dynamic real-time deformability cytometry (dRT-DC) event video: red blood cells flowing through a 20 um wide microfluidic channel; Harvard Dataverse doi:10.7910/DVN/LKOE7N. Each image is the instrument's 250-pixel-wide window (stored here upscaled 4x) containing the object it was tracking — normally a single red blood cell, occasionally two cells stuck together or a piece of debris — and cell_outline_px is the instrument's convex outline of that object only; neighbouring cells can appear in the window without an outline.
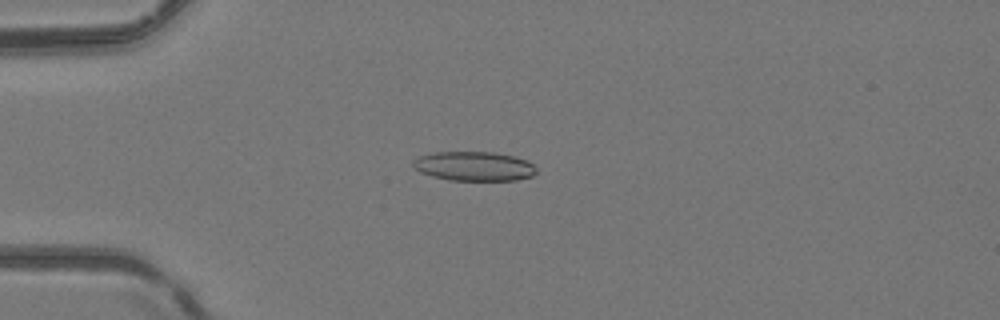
{"species": "common noctule bat (a hibernating species)", "species_latin": "Nyctalus noctula", "temperature_condition": "room temperature", "stored_images_in_passage": 50, "camera_frame_rate_fps": 3000, "um_per_image_px": 0.085, "animal": {"sex": "female", "body_mass_g": 24.6, "forearm_length_mm": 56.2}, "frame": {"image": 1, "passage_image": 14, "time_ms": 4.333, "image_size_px": [1000, 320], "cell_outline_px": [[536, 172], [532, 176], [516, 180], [448, 180], [432, 176], [420, 172], [412, 164], [412, 160], [420, 156], [436, 152], [492, 152], [516, 156], [532, 164], [536, 168]], "centroid_in_image_um": [40.29, 14.13], "position_along_channel_um": 44.7, "area_um2": 20.98}}
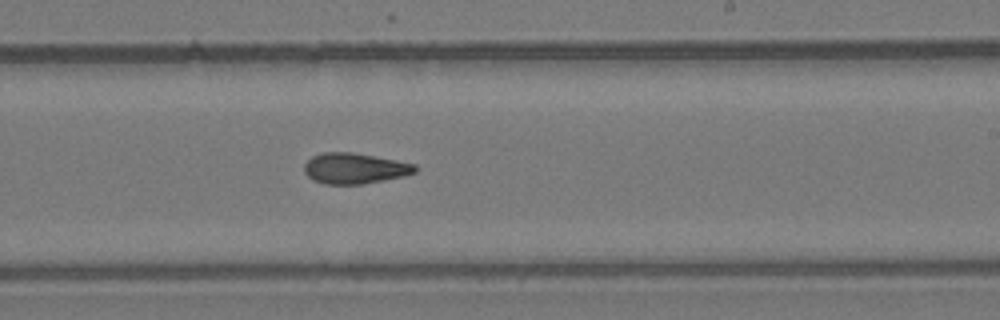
{"frame": {"image": 2, "passage_image": 31, "time_ms": 10.0, "image_size_px": [1000, 320], "cell_outline_px": [[416, 172], [404, 176], [384, 180], [360, 184], [324, 184], [312, 180], [304, 172], [304, 164], [312, 156], [324, 152], [352, 152], [376, 156], [416, 164]], "centroid_in_image_um": [30.13, 14.31], "position_along_channel_um": 258.9, "area_um2": 19.88}}
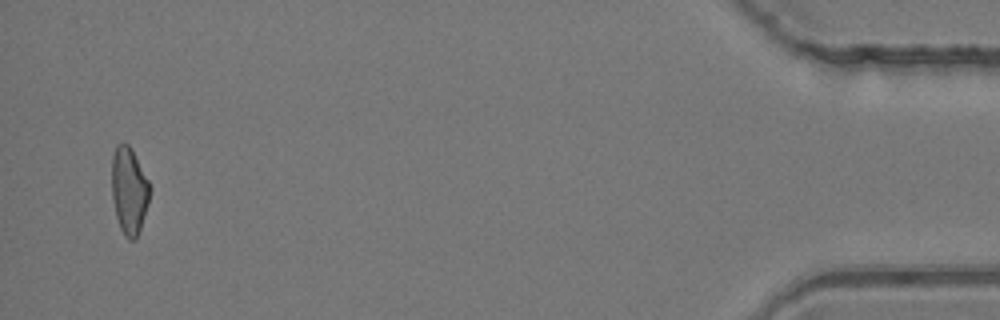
{"frame": {"image": 3, "passage_image": 49, "time_ms": 16.0, "image_size_px": [1000, 320], "cell_outline_px": [[152, 188], [148, 204], [136, 240], [128, 240], [124, 236], [120, 228], [116, 216], [112, 200], [112, 156], [116, 144], [128, 144], [132, 148]], "centroid_in_image_um": [10.98, 16.21], "position_along_channel_um": 424.2, "area_um2": 19.48}, "authors_computed_cell_mechanics": {"area_um2": 20.3167, "velocity_mm_per_s": 4.1979, "shape_relaxation_time_tau1_ms": null, "shape_relaxation_time_tau2_ms": 4.4305, "deformation_change_tau1": null, "deformation_change_tau2": 0.1082}}